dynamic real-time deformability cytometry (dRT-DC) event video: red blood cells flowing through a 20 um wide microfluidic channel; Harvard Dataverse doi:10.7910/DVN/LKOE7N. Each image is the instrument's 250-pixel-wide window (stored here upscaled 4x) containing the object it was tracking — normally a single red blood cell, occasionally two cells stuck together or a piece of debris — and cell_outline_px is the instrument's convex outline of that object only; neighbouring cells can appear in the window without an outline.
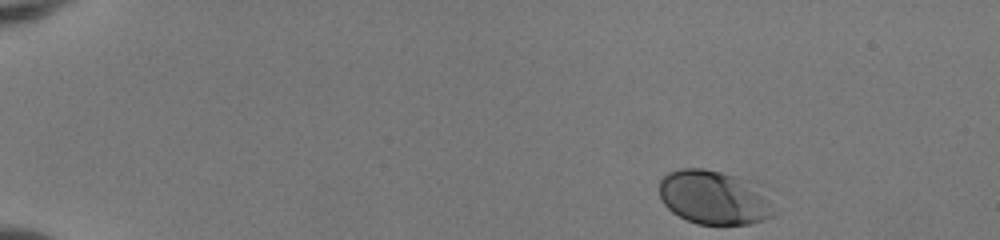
{"species": "human", "species_latin": "Homo sapiens", "temperature_condition": "room temperature", "stored_images_in_passage": 45, "camera_frame_rate_fps": 3000, "um_per_image_px": 0.085, "donor": {"sex": "female"}, "frame": {"image": 1, "passage_image": 1, "time_ms": 0.0, "image_size_px": [1000, 240], "cell_outline_px": [[776, 216], [764, 220], [748, 224], [696, 224], [672, 212], [660, 200], [660, 180], [668, 172], [680, 168], [704, 168], [720, 172], [732, 176], [760, 196], [776, 212]], "centroid_in_image_um": [60.52, 16.83], "position_along_channel_um": 24.5, "area_um2": 34.39}}
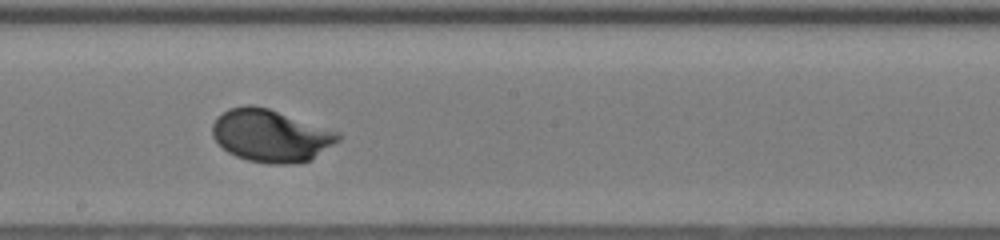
{"frame": {"image": 2, "passage_image": 25, "time_ms": 8.0, "image_size_px": [1000, 240], "cell_outline_px": [[340, 140], [308, 160], [292, 164], [272, 164], [248, 160], [236, 156], [228, 152], [212, 136], [212, 124], [216, 116], [228, 108], [244, 104], [252, 104], [268, 108], [340, 132]], "centroid_in_image_um": [22.97, 11.5], "position_along_channel_um": 225.2, "area_um2": 38.32}}
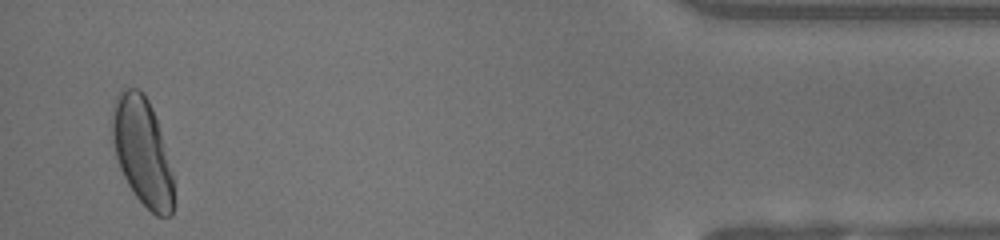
{"frame": {"image": 3, "passage_image": 44, "time_ms": 14.333, "image_size_px": [1000, 240], "cell_outline_px": [[172, 212], [168, 216], [156, 216], [132, 192], [120, 168], [116, 156], [112, 140], [112, 112], [116, 96], [124, 88], [140, 88], [144, 92], [152, 108], [156, 120], [172, 172]], "centroid_in_image_um": [12.06, 12.84], "position_along_channel_um": 423.1, "area_um2": 37.8}, "authors_computed_cell_mechanics": {"area_um2": 36.5874, "velocity_mm_per_s": 4.0738, "shape_relaxation_time_tau1_ms": 2.0793, "shape_relaxation_time_tau2_ms": null, "deformation_change_tau1": 0.1199, "deformation_change_tau2": null}}